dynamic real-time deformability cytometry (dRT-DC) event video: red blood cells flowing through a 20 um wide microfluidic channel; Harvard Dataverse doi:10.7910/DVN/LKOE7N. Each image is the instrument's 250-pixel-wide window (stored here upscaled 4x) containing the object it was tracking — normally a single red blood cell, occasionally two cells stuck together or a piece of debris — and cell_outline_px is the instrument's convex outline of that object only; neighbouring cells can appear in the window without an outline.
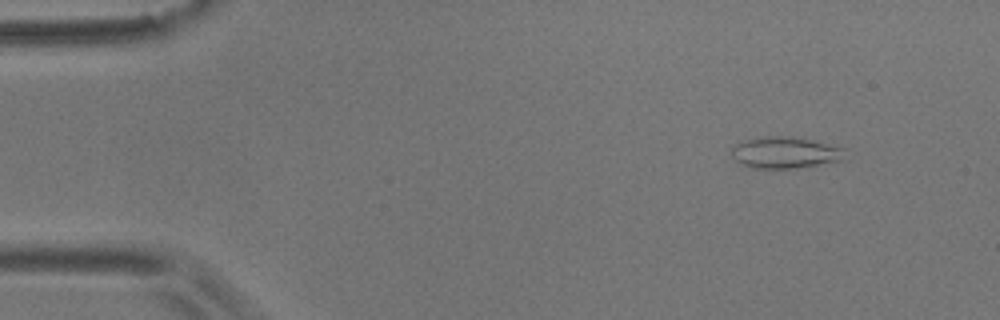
{"species": "common noctule bat (a hibernating species)", "species_latin": "Nyctalus noctula", "temperature_condition": "room temperature", "stored_images_in_passage": 5, "camera_frame_rate_fps": 3000, "um_per_image_px": 0.085, "animal": {"sex": "male", "body_mass_g": 17.9}, "frame": {"image": 1, "passage_image": 2, "time_ms": 1.333, "image_size_px": [1000, 320], "cell_outline_px": [[844, 160], [796, 168], [752, 168], [736, 160], [732, 156], [732, 148], [736, 144], [748, 140], [768, 136], [784, 136], [808, 140], [844, 148]], "centroid_in_image_um": [66.74, 12.99], "position_along_channel_um": 18.3, "area_um2": 20.23}}